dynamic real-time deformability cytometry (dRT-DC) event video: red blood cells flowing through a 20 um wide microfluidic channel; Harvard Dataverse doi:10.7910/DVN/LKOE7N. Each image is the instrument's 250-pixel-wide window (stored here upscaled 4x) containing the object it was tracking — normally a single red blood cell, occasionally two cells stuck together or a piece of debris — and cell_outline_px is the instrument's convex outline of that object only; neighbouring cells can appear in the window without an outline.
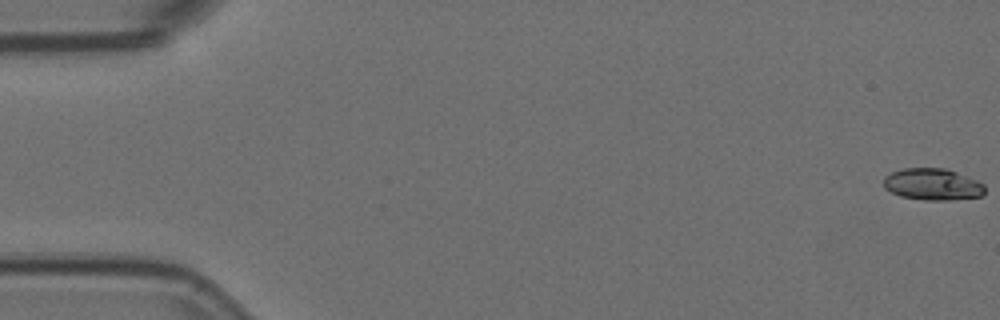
{"species": "Egyptian fruit bat (a non-hibernating species)", "species_latin": "Rousettus aegyptiacus", "temperature_condition": "room temperature", "stored_images_in_passage": 4, "camera_frame_rate_fps": 3000, "um_per_image_px": 0.085, "animal": {"sex": "female"}, "frame": {"image": 1, "passage_image": 1, "time_ms": 0.0, "image_size_px": [1000, 320], "cell_outline_px": [[984, 192], [980, 196], [948, 200], [924, 200], [900, 196], [884, 188], [884, 176], [892, 172], [904, 168], [944, 168], [956, 172], [976, 180], [984, 184]], "centroid_in_image_um": [79.24, 15.66], "position_along_channel_um": 5.8, "area_um2": 18.55}}
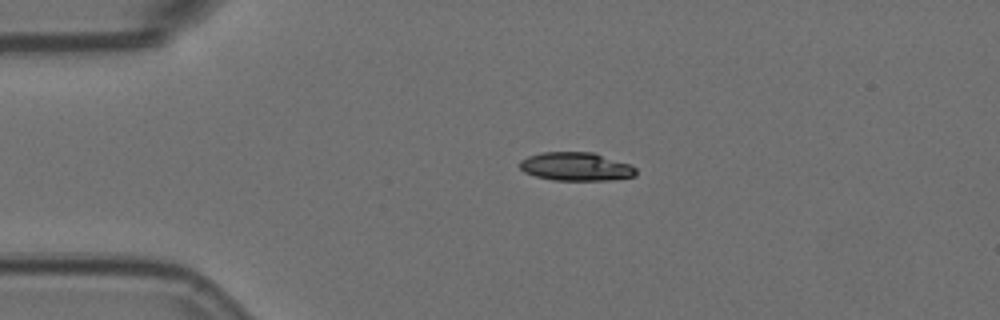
{"frame": {"image": 2, "passage_image": 3, "time_ms": 0.667, "image_size_px": [1000, 320], "cell_outline_px": [[636, 176], [608, 180], [552, 180], [536, 176], [524, 172], [516, 164], [520, 160], [528, 156], [540, 152], [596, 152], [628, 164], [636, 168]], "centroid_in_image_um": [48.92, 14.15], "position_along_channel_um": 36.1, "area_um2": 19.42}}
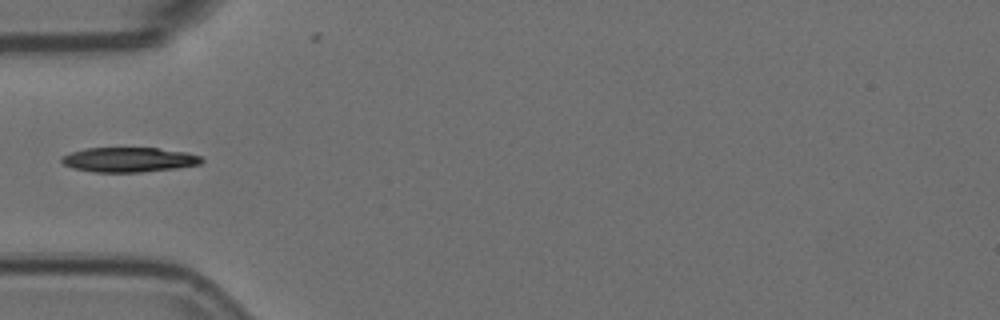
{"frame": {"image": 3, "passage_image": 4, "time_ms": 1.0, "image_size_px": [1000, 320], "cell_outline_px": [[204, 160], [200, 164], [176, 168], [140, 172], [92, 172], [72, 168], [64, 164], [60, 160], [60, 156], [84, 148], [156, 148], [188, 152], [200, 156]], "centroid_in_image_um": [10.93, 13.57], "position_along_channel_um": 74.1, "area_um2": 20.23}}